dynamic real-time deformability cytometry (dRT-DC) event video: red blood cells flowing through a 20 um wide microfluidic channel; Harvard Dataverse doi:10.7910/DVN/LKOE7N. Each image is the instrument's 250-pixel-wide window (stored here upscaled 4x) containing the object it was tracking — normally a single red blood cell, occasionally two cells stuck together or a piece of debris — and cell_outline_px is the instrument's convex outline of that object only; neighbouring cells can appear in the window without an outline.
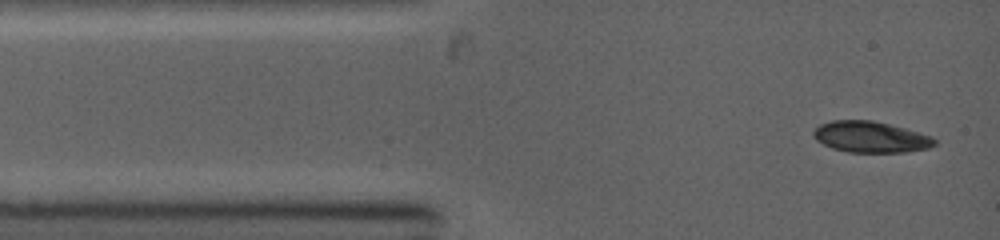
{"species": "common noctule bat (a hibernating species)", "species_latin": "Nyctalus noctula", "temperature_condition": "warm", "stored_images_in_passage": 14, "camera_frame_rate_fps": 5000, "um_per_image_px": 0.085, "animal": {"sex": "female", "body_mass_g": 19.0, "forearm_length_mm": 53.3}, "frame": {"image": 1, "passage_image": 1, "time_ms": 0.0, "image_size_px": [1000, 240], "cell_outline_px": [[936, 144], [928, 148], [904, 152], [848, 152], [832, 148], [816, 140], [812, 136], [812, 132], [820, 124], [832, 120], [872, 120], [904, 128], [932, 136], [936, 140]], "centroid_in_image_um": [73.98, 11.64], "position_along_channel_um": 11.0, "area_um2": 21.91}}
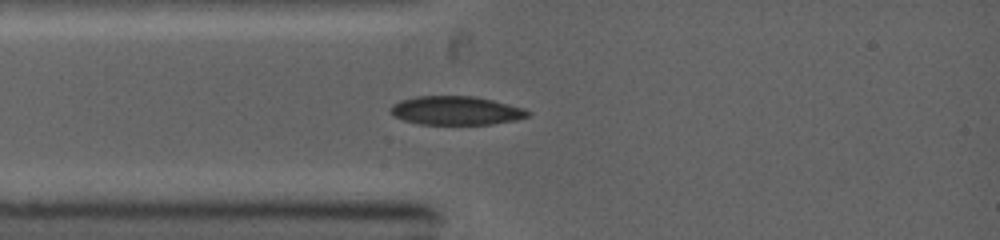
{"frame": {"image": 2, "passage_image": 11, "time_ms": 1.8, "image_size_px": [1000, 240], "cell_outline_px": [[532, 112], [528, 116], [516, 120], [492, 124], [420, 124], [404, 120], [392, 116], [388, 108], [392, 104], [400, 100], [416, 96], [476, 96], [524, 108]], "centroid_in_image_um": [38.73, 9.39], "position_along_channel_um": 46.3, "area_um2": 23.12}}